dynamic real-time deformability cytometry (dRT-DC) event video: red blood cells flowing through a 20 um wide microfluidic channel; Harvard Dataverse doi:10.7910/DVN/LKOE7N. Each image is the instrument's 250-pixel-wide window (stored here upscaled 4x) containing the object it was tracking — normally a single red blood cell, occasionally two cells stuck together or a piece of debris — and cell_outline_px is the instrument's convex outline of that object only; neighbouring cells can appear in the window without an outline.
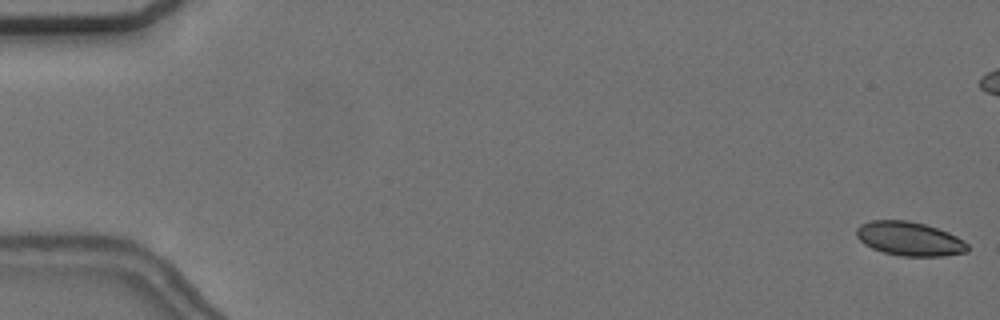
{"species": "common noctule bat (a hibernating species)", "species_latin": "Nyctalus noctula", "temperature_condition": "cold", "stored_images_in_passage": 57, "camera_frame_rate_fps": 3000, "um_per_image_px": 0.085, "animal": {"sex": "female", "body_mass_g": 24.6, "forearm_length_mm": 56.2}, "frame": {"image": 1, "passage_image": 1, "time_ms": 0.0, "image_size_px": [1000, 320], "cell_outline_px": [[968, 252], [944, 256], [900, 256], [884, 252], [872, 248], [864, 244], [856, 236], [856, 228], [860, 224], [872, 220], [908, 220], [924, 224], [948, 232], [964, 240], [968, 244]], "centroid_in_image_um": [77.3, 20.3], "position_along_channel_um": 7.7, "area_um2": 22.08}}
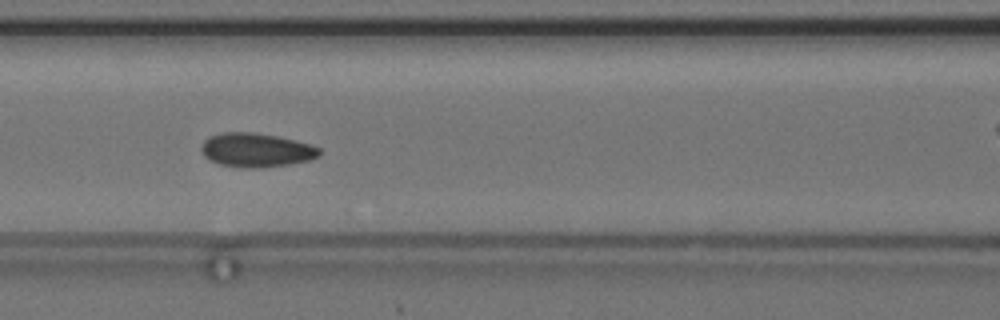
{"frame": {"image": 2, "passage_image": 25, "time_ms": 8.0, "image_size_px": [1000, 320], "cell_outline_px": [[320, 156], [312, 160], [288, 164], [256, 168], [240, 168], [220, 164], [204, 156], [200, 148], [204, 140], [208, 136], [224, 132], [252, 132], [276, 136], [312, 144], [320, 148]], "centroid_in_image_um": [21.79, 12.75], "position_along_channel_um": 144.8, "area_um2": 23.47}, "authors_computed_cell_mechanics": {"area_um2": 22.6576, "velocity_mm_per_s": 3.6637, "shape_relaxation_time_tau1_ms": 10.1895, "shape_relaxation_time_tau2_ms": 1.9394, "deformation_change_tau1": 0.1189, "deformation_change_tau2": 0.055}}